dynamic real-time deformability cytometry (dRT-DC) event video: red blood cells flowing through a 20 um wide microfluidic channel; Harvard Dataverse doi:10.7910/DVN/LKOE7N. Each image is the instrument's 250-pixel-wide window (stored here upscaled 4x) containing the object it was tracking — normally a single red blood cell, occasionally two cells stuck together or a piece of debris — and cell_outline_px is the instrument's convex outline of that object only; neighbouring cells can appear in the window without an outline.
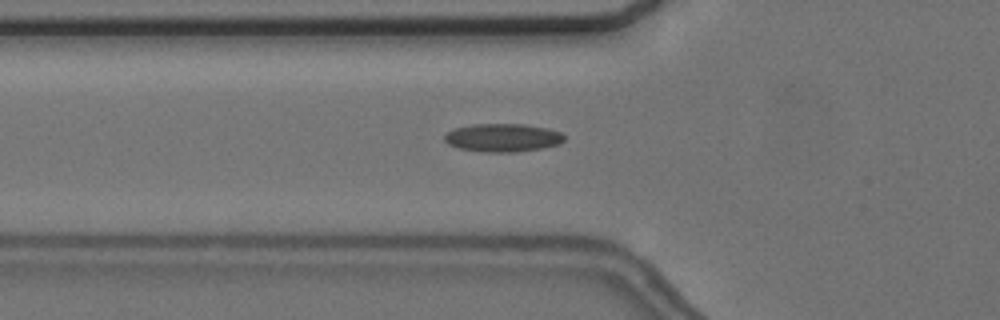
{"species": "common noctule bat (a hibernating species)", "species_latin": "Nyctalus noctula", "temperature_condition": "cold", "stored_images_in_passage": 43, "camera_frame_rate_fps": 3000, "um_per_image_px": 0.085, "animal": {"sex": "female", "body_mass_g": 24.6, "forearm_length_mm": 56.2}, "frame": {"image": 1, "passage_image": 7, "time_ms": 2.0, "image_size_px": [1000, 320], "cell_outline_px": [[564, 140], [560, 144], [540, 148], [516, 152], [484, 152], [460, 148], [448, 144], [444, 140], [444, 136], [448, 132], [456, 128], [472, 124], [524, 124], [548, 128], [560, 132], [564, 136]], "centroid_in_image_um": [42.74, 11.7], "position_along_channel_um": 83.1, "area_um2": 19.59}}
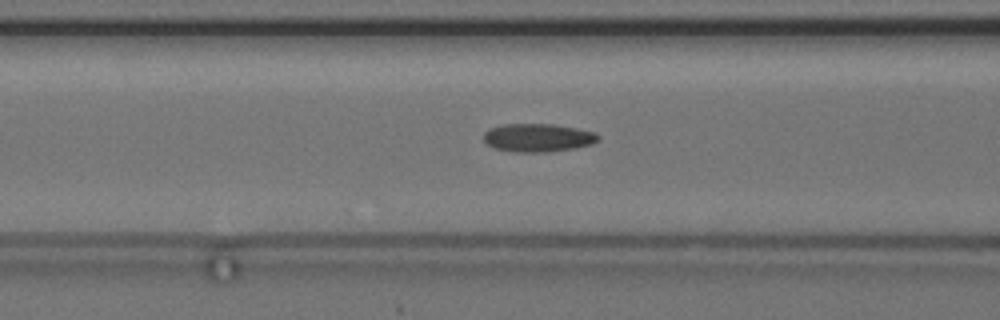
{"frame": {"image": 2, "passage_image": 10, "time_ms": 3.0, "image_size_px": [1000, 320], "cell_outline_px": [[600, 140], [592, 144], [576, 148], [548, 152], [512, 152], [496, 148], [488, 144], [484, 140], [484, 132], [488, 128], [504, 124], [552, 124], [576, 128], [596, 132], [600, 136]], "centroid_in_image_um": [45.75, 11.7], "position_along_channel_um": 120.8, "area_um2": 19.02}}
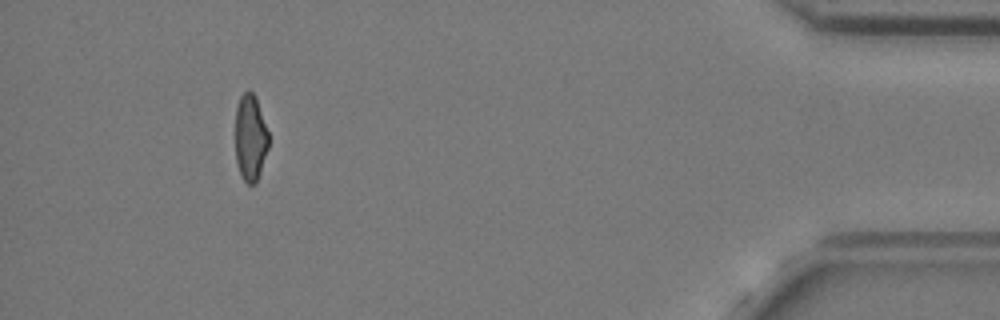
{"frame": {"image": 3, "passage_image": 39, "time_ms": 12.667, "image_size_px": [1000, 320], "cell_outline_px": [[268, 148], [256, 184], [248, 184], [244, 180], [236, 164], [236, 108], [240, 96], [248, 88], [256, 96], [268, 132]], "centroid_in_image_um": [21.28, 11.68], "position_along_channel_um": 413.9, "area_um2": 16.76}, "authors_computed_cell_mechanics": {"area_um2": 18.0914, "velocity_mm_per_s": 3.6874, "shape_relaxation_time_tau1_ms": null, "shape_relaxation_time_tau2_ms": 2.8126, "deformation_change_tau1": null, "deformation_change_tau2": 0.1082}}